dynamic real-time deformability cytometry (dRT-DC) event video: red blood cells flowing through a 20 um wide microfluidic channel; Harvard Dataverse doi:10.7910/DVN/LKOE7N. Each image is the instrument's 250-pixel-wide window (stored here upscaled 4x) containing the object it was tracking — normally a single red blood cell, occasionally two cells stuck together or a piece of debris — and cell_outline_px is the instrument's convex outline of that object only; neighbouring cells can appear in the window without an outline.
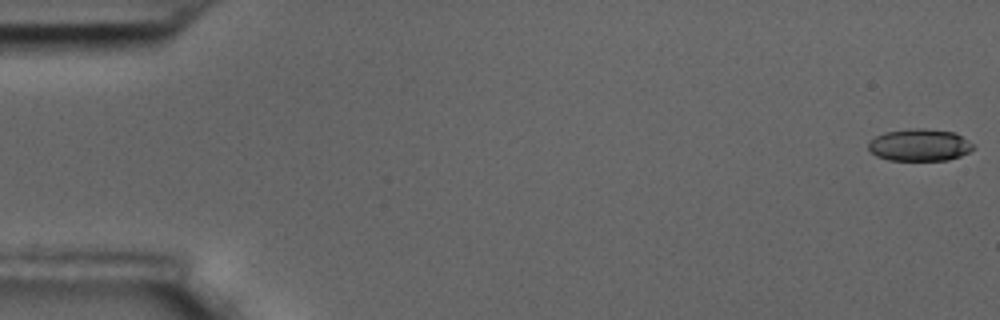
{"species": "common noctule bat (a hibernating species)", "species_latin": "Nyctalus noctula", "temperature_condition": "room temperature", "stored_images_in_passage": 9, "camera_frame_rate_fps": 3000, "um_per_image_px": 0.085, "animal": {"sex": "male", "body_mass_g": 17.5, "forearm_length_mm": 52.3}, "frame": {"image": 1, "passage_image": 1, "time_ms": 0.0, "image_size_px": [1000, 320], "cell_outline_px": [[976, 148], [960, 156], [948, 160], [888, 160], [876, 156], [868, 148], [868, 144], [876, 136], [884, 132], [908, 128], [924, 128], [956, 132], [972, 144]], "centroid_in_image_um": [78.17, 12.32], "position_along_channel_um": 6.8, "area_um2": 19.71}}
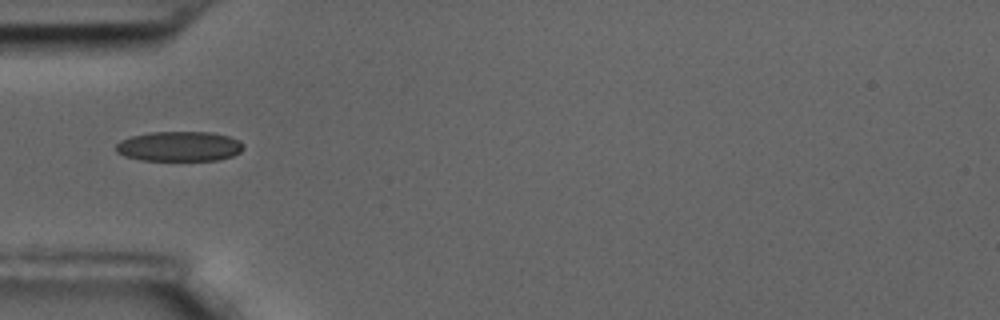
{"frame": {"image": 2, "passage_image": 6, "time_ms": 1.667, "image_size_px": [1000, 320], "cell_outline_px": [[244, 148], [240, 152], [232, 156], [220, 160], [140, 160], [124, 156], [116, 152], [116, 144], [120, 140], [132, 136], [148, 132], [212, 132], [228, 136], [240, 140], [244, 144]], "centroid_in_image_um": [15.25, 12.44], "position_along_channel_um": 69.7, "area_um2": 22.43}}
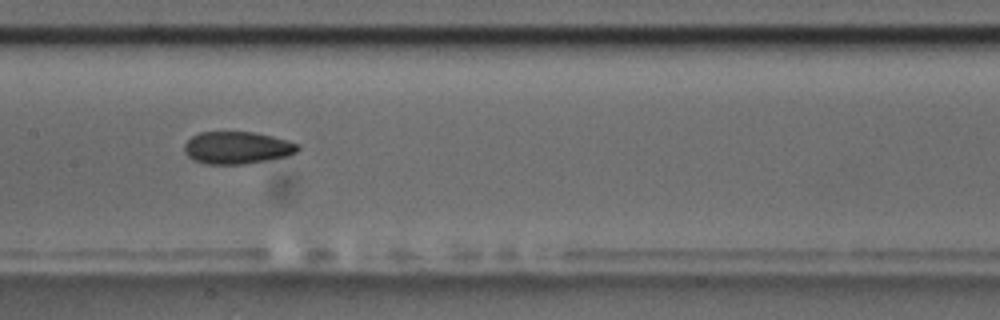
{"frame": {"image": 3, "passage_image": 9, "time_ms": 2.667, "image_size_px": [1000, 320], "cell_outline_px": [[300, 148], [296, 152], [288, 156], [268, 160], [244, 164], [204, 164], [192, 160], [184, 152], [184, 144], [192, 136], [200, 132], [252, 132], [272, 136], [288, 140], [300, 144]], "centroid_in_image_um": [20.15, 12.56], "position_along_channel_um": 187.2, "area_um2": 21.56}}